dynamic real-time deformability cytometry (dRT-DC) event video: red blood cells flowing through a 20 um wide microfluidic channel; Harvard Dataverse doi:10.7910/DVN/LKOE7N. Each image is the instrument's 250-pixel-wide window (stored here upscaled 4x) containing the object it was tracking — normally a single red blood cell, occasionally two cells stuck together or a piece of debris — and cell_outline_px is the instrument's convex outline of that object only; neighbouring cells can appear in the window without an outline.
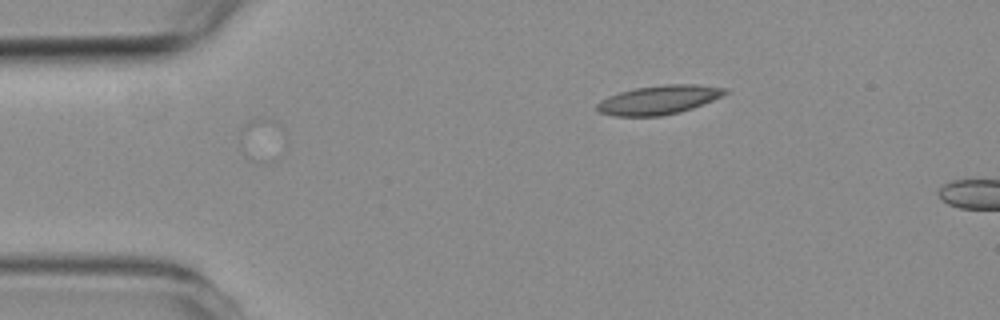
{"species": "common noctule bat (a hibernating species)", "species_latin": "Nyctalus noctula", "temperature_condition": "room temperature", "stored_images_in_passage": 2, "camera_frame_rate_fps": 3000, "um_per_image_px": 0.085, "animal": {"sex": "female", "body_mass_g": 19.3, "forearm_length_mm": 54.1}, "frame": {"image": 1, "passage_image": 2, "time_ms": 4.0, "image_size_px": [1000, 320], "cell_outline_px": [[728, 92], [712, 100], [692, 108], [680, 112], [660, 116], [616, 116], [600, 112], [596, 108], [596, 104], [600, 100], [608, 96], [620, 92], [636, 88], [664, 84], [696, 84], [724, 88]], "centroid_in_image_um": [55.96, 8.49], "position_along_channel_um": 29.0, "area_um2": 21.39}}